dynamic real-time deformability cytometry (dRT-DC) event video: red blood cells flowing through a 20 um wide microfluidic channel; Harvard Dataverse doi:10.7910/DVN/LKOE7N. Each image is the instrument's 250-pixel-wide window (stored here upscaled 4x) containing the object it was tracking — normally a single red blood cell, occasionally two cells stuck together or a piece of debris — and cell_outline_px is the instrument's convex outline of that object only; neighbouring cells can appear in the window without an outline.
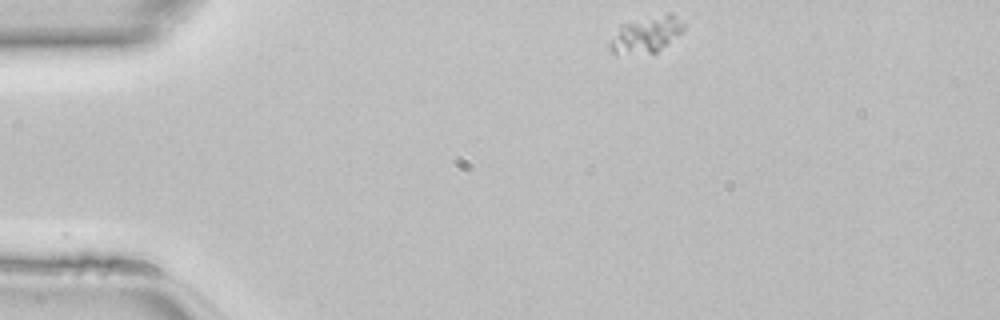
{"species": "common noctule bat (a hibernating species)", "species_latin": "Nyctalus noctula", "temperature_condition": "room temperature", "stored_images_in_passage": 40, "camera_frame_rate_fps": 3000, "um_per_image_px": 0.085, "animal": {"sex": "female", "body_mass_g": 22.7, "forearm_length_mm": 54.2}, "frame": {"image": 1, "passage_image": 1, "time_ms": 0.0, "image_size_px": [1000, 320], "cell_outline_px": [[684, 32], [656, 52], [616, 56], [612, 52], [608, 44], [620, 24], [668, 12], [672, 12], [684, 24]], "centroid_in_image_um": [54.91, 2.94], "position_along_channel_um": 30.1, "area_um2": 15.95}}
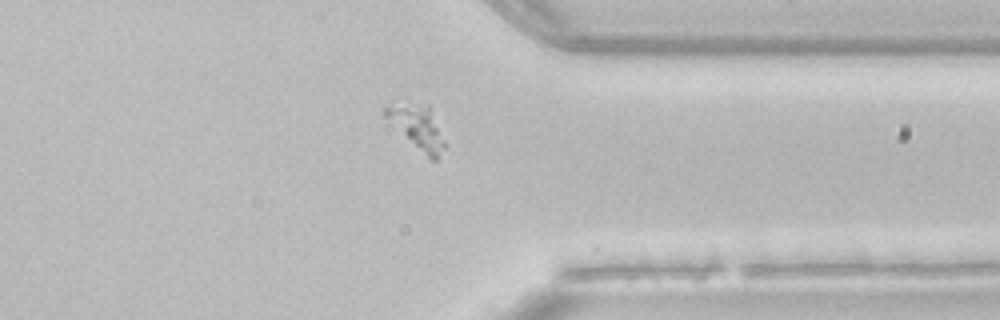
{"frame": {"image": 2, "passage_image": 30, "time_ms": 9.667, "image_size_px": [1000, 320], "cell_outline_px": [[448, 144], [436, 160], [432, 160], [384, 116], [384, 108], [392, 100], [408, 100], [428, 104]], "centroid_in_image_um": [35.48, 10.68], "position_along_channel_um": 375.9, "area_um2": 15.43}}
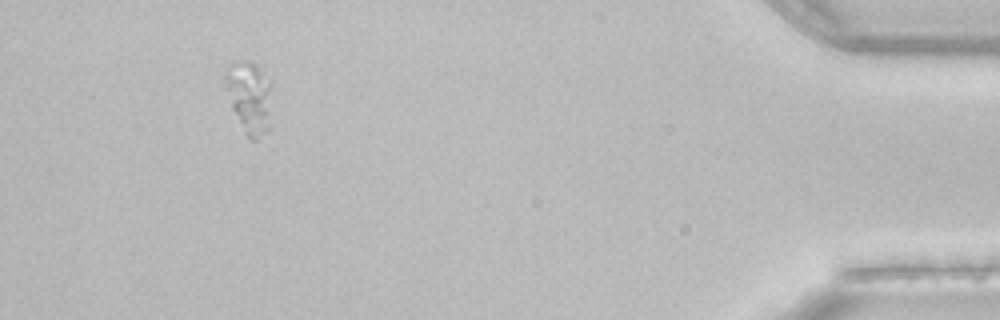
{"frame": {"image": 3, "passage_image": 37, "time_ms": 12.0, "image_size_px": [1000, 320], "cell_outline_px": [[272, 128], [268, 132], [256, 140], [252, 140], [248, 136], [232, 108], [224, 88], [224, 72], [232, 64], [240, 60], [248, 60], [256, 64], [272, 80]], "centroid_in_image_um": [21.26, 8.25], "position_along_channel_um": 413.9, "area_um2": 20.46}}